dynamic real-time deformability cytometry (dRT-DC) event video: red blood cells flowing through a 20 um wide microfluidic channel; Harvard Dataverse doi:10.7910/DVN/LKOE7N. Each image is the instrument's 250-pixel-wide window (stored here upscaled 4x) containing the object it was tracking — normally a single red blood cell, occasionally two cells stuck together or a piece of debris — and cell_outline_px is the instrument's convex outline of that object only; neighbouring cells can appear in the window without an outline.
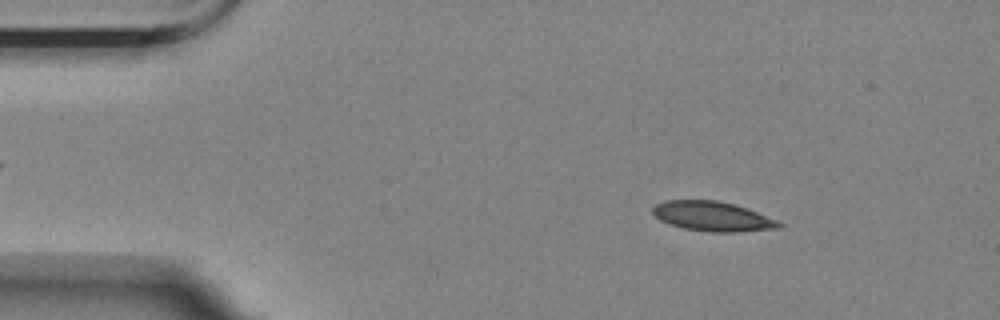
{"species": "Egyptian fruit bat (a non-hibernating species)", "species_latin": "Rousettus aegyptiacus", "temperature_condition": "room temperature", "stored_images_in_passage": 4, "camera_frame_rate_fps": 3000, "um_per_image_px": 0.085, "animal": {"sex": "female"}, "frame": {"image": 1, "passage_image": 2, "time_ms": 1.0, "image_size_px": [1000, 320], "cell_outline_px": [[784, 224], [780, 228], [736, 232], [712, 232], [684, 228], [668, 224], [660, 220], [652, 212], [652, 208], [656, 204], [664, 200], [716, 200], [736, 204], [748, 208], [776, 220]], "centroid_in_image_um": [60.56, 18.38], "position_along_channel_um": 24.4, "area_um2": 21.91}}